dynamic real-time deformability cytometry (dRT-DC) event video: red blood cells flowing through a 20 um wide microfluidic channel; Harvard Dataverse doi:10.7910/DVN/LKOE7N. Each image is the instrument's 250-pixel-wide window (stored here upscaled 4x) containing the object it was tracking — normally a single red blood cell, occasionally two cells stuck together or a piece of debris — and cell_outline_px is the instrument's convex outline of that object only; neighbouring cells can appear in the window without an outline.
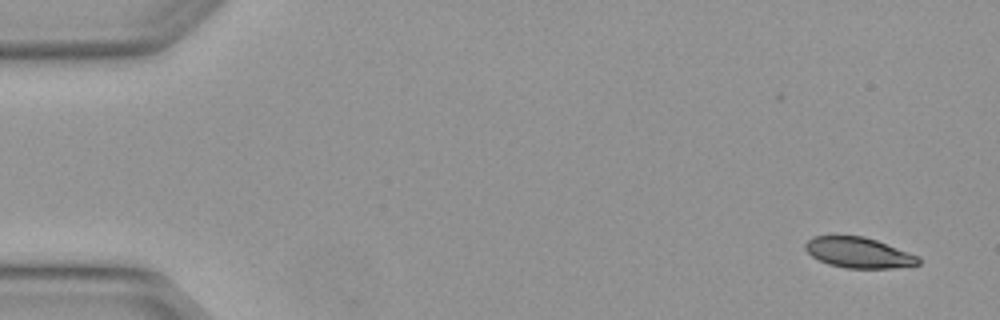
{"species": "Egyptian fruit bat (a non-hibernating species)", "species_latin": "Rousettus aegyptiacus", "temperature_condition": "warm", "stored_images_in_passage": 5, "camera_frame_rate_fps": 3000, "um_per_image_px": 0.085, "animal": {"sex": "female"}, "frame": {"image": 1, "passage_image": 1, "time_ms": 0.0, "image_size_px": [1000, 320], "cell_outline_px": [[920, 264], [892, 268], [844, 268], [828, 264], [812, 256], [804, 248], [804, 244], [812, 236], [864, 236], [876, 240], [920, 256]], "centroid_in_image_um": [72.98, 21.48], "position_along_channel_um": 12.0, "area_um2": 20.11}}
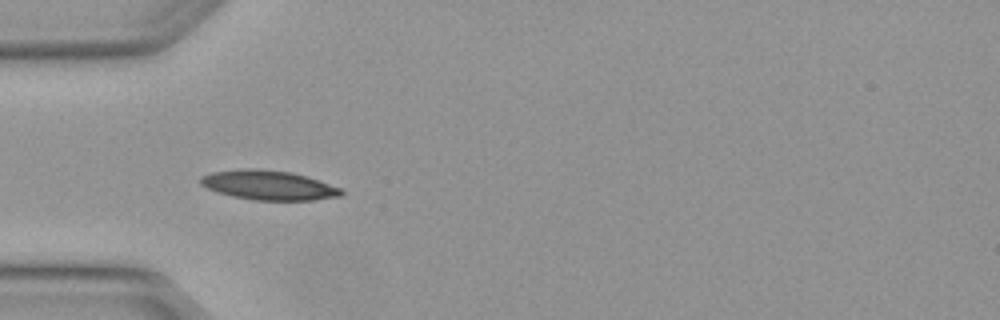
{"frame": {"image": 2, "passage_image": 4, "time_ms": 1.0, "image_size_px": [1000, 320], "cell_outline_px": [[344, 192], [340, 196], [312, 200], [252, 200], [232, 196], [216, 192], [200, 184], [200, 176], [212, 172], [244, 168], [256, 168], [292, 172], [340, 188]], "centroid_in_image_um": [22.77, 15.74], "position_along_channel_um": 62.2, "area_um2": 24.04}}
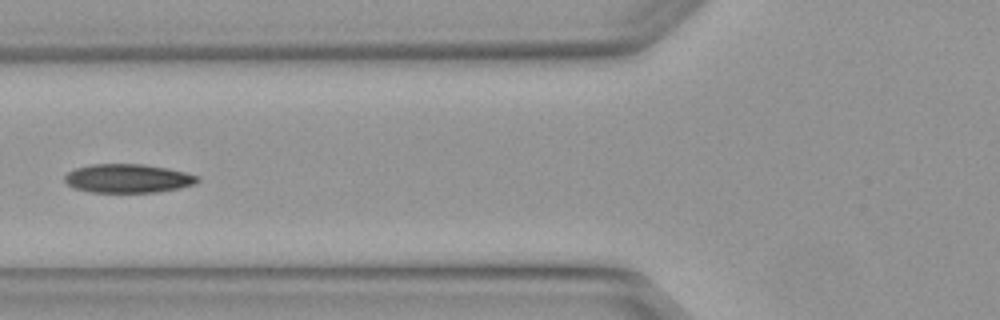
{"frame": {"image": 3, "passage_image": 5, "time_ms": 1.333, "image_size_px": [1000, 320], "cell_outline_px": [[200, 180], [196, 184], [180, 188], [160, 192], [92, 192], [72, 188], [64, 180], [64, 176], [68, 172], [76, 168], [92, 164], [144, 164], [168, 168], [200, 176]], "centroid_in_image_um": [10.9, 15.17], "position_along_channel_um": 114.9, "area_um2": 22.43}}